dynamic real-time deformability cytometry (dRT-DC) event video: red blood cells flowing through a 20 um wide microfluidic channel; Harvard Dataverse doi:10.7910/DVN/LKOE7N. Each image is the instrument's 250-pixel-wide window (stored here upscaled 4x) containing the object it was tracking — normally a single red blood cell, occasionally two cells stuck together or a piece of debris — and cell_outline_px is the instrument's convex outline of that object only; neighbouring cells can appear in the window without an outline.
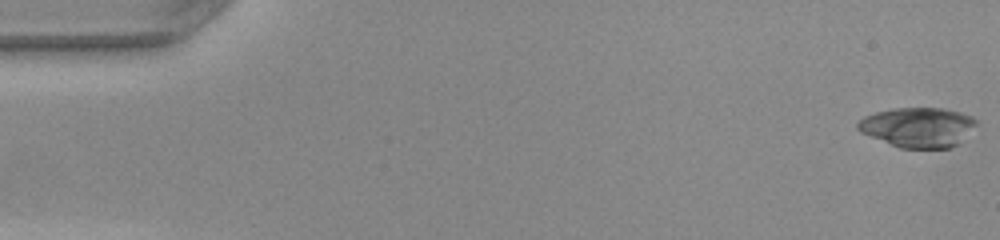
{"species": "common noctule bat (a hibernating species)", "species_latin": "Nyctalus noctula", "temperature_condition": "warm", "stored_images_in_passage": 16, "camera_frame_rate_fps": 3000, "um_per_image_px": 0.085, "animal": {"sex": "female", "body_mass_g": 22.0, "forearm_length_mm": 56.7}, "frame": {"image": 1, "passage_image": 1, "time_ms": 0.0, "image_size_px": [1000, 240], "cell_outline_px": [[976, 124], [956, 144], [948, 148], [900, 148], [860, 132], [856, 128], [856, 124], [864, 116], [876, 112], [892, 108], [940, 108], [960, 112], [972, 116], [976, 120]], "centroid_in_image_um": [77.97, 10.8], "position_along_channel_um": 7.0, "area_um2": 27.17}}
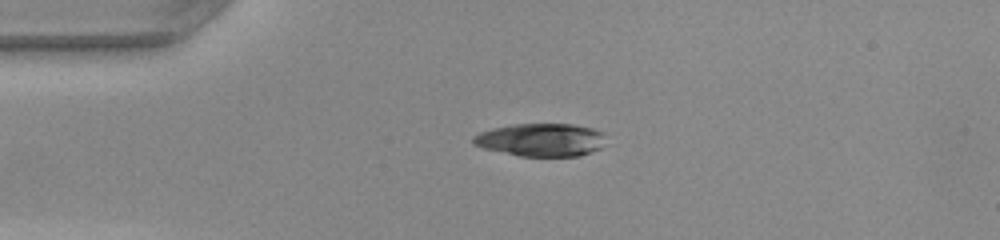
{"frame": {"image": 2, "passage_image": 12, "time_ms": 3.667, "image_size_px": [1000, 240], "cell_outline_px": [[604, 132], [600, 148], [580, 156], [520, 156], [484, 148], [472, 144], [472, 136], [480, 132], [492, 128], [516, 124], [572, 124], [592, 128]], "centroid_in_image_um": [45.95, 11.88], "position_along_channel_um": 39.0, "area_um2": 25.32}}